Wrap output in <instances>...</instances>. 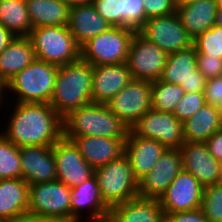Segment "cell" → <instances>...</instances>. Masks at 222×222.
I'll list each match as a JSON object with an SVG mask.
<instances>
[{"label": "cell", "instance_id": "cell-1", "mask_svg": "<svg viewBox=\"0 0 222 222\" xmlns=\"http://www.w3.org/2000/svg\"><path fill=\"white\" fill-rule=\"evenodd\" d=\"M1 134L14 145L53 146L63 137V118L49 103H18Z\"/></svg>", "mask_w": 222, "mask_h": 222}, {"label": "cell", "instance_id": "cell-2", "mask_svg": "<svg viewBox=\"0 0 222 222\" xmlns=\"http://www.w3.org/2000/svg\"><path fill=\"white\" fill-rule=\"evenodd\" d=\"M93 65L79 59L59 66L50 106L64 118L92 102Z\"/></svg>", "mask_w": 222, "mask_h": 222}, {"label": "cell", "instance_id": "cell-3", "mask_svg": "<svg viewBox=\"0 0 222 222\" xmlns=\"http://www.w3.org/2000/svg\"><path fill=\"white\" fill-rule=\"evenodd\" d=\"M129 128L104 103H93L63 118V137L95 136L126 139Z\"/></svg>", "mask_w": 222, "mask_h": 222}, {"label": "cell", "instance_id": "cell-4", "mask_svg": "<svg viewBox=\"0 0 222 222\" xmlns=\"http://www.w3.org/2000/svg\"><path fill=\"white\" fill-rule=\"evenodd\" d=\"M28 37L39 60L63 66L81 59V46L67 26L33 28Z\"/></svg>", "mask_w": 222, "mask_h": 222}, {"label": "cell", "instance_id": "cell-5", "mask_svg": "<svg viewBox=\"0 0 222 222\" xmlns=\"http://www.w3.org/2000/svg\"><path fill=\"white\" fill-rule=\"evenodd\" d=\"M59 66L35 59L8 82L18 103H49Z\"/></svg>", "mask_w": 222, "mask_h": 222}, {"label": "cell", "instance_id": "cell-6", "mask_svg": "<svg viewBox=\"0 0 222 222\" xmlns=\"http://www.w3.org/2000/svg\"><path fill=\"white\" fill-rule=\"evenodd\" d=\"M135 33L129 27L111 26L81 46V59L93 66L125 63Z\"/></svg>", "mask_w": 222, "mask_h": 222}, {"label": "cell", "instance_id": "cell-7", "mask_svg": "<svg viewBox=\"0 0 222 222\" xmlns=\"http://www.w3.org/2000/svg\"><path fill=\"white\" fill-rule=\"evenodd\" d=\"M95 175L102 199L109 208L138 197V180L125 154L95 169Z\"/></svg>", "mask_w": 222, "mask_h": 222}, {"label": "cell", "instance_id": "cell-8", "mask_svg": "<svg viewBox=\"0 0 222 222\" xmlns=\"http://www.w3.org/2000/svg\"><path fill=\"white\" fill-rule=\"evenodd\" d=\"M71 187L58 180L29 185L28 213L71 222Z\"/></svg>", "mask_w": 222, "mask_h": 222}, {"label": "cell", "instance_id": "cell-9", "mask_svg": "<svg viewBox=\"0 0 222 222\" xmlns=\"http://www.w3.org/2000/svg\"><path fill=\"white\" fill-rule=\"evenodd\" d=\"M168 54L136 31L126 64L132 79L157 81L161 78Z\"/></svg>", "mask_w": 222, "mask_h": 222}, {"label": "cell", "instance_id": "cell-10", "mask_svg": "<svg viewBox=\"0 0 222 222\" xmlns=\"http://www.w3.org/2000/svg\"><path fill=\"white\" fill-rule=\"evenodd\" d=\"M152 82L132 79L107 103V107L129 128L152 109Z\"/></svg>", "mask_w": 222, "mask_h": 222}, {"label": "cell", "instance_id": "cell-11", "mask_svg": "<svg viewBox=\"0 0 222 222\" xmlns=\"http://www.w3.org/2000/svg\"><path fill=\"white\" fill-rule=\"evenodd\" d=\"M130 130L137 136L160 142L167 149L180 148L185 143L183 122L173 113L151 109Z\"/></svg>", "mask_w": 222, "mask_h": 222}, {"label": "cell", "instance_id": "cell-12", "mask_svg": "<svg viewBox=\"0 0 222 222\" xmlns=\"http://www.w3.org/2000/svg\"><path fill=\"white\" fill-rule=\"evenodd\" d=\"M139 32L167 54L189 49L193 38L181 24L177 13L148 18Z\"/></svg>", "mask_w": 222, "mask_h": 222}, {"label": "cell", "instance_id": "cell-13", "mask_svg": "<svg viewBox=\"0 0 222 222\" xmlns=\"http://www.w3.org/2000/svg\"><path fill=\"white\" fill-rule=\"evenodd\" d=\"M203 192L204 186L182 169L159 198L164 215L201 208Z\"/></svg>", "mask_w": 222, "mask_h": 222}, {"label": "cell", "instance_id": "cell-14", "mask_svg": "<svg viewBox=\"0 0 222 222\" xmlns=\"http://www.w3.org/2000/svg\"><path fill=\"white\" fill-rule=\"evenodd\" d=\"M182 169L180 148L166 149L153 169L138 181V196L159 199Z\"/></svg>", "mask_w": 222, "mask_h": 222}, {"label": "cell", "instance_id": "cell-15", "mask_svg": "<svg viewBox=\"0 0 222 222\" xmlns=\"http://www.w3.org/2000/svg\"><path fill=\"white\" fill-rule=\"evenodd\" d=\"M56 160L57 179L68 187H76L95 174L71 140L62 137L52 146Z\"/></svg>", "mask_w": 222, "mask_h": 222}, {"label": "cell", "instance_id": "cell-16", "mask_svg": "<svg viewBox=\"0 0 222 222\" xmlns=\"http://www.w3.org/2000/svg\"><path fill=\"white\" fill-rule=\"evenodd\" d=\"M70 197L71 222H80L86 210L90 215L86 219L91 222H99L109 217L110 208L102 199L95 174L81 185L71 188Z\"/></svg>", "mask_w": 222, "mask_h": 222}, {"label": "cell", "instance_id": "cell-17", "mask_svg": "<svg viewBox=\"0 0 222 222\" xmlns=\"http://www.w3.org/2000/svg\"><path fill=\"white\" fill-rule=\"evenodd\" d=\"M22 178L29 184L57 179L56 160L52 146L20 147Z\"/></svg>", "mask_w": 222, "mask_h": 222}, {"label": "cell", "instance_id": "cell-18", "mask_svg": "<svg viewBox=\"0 0 222 222\" xmlns=\"http://www.w3.org/2000/svg\"><path fill=\"white\" fill-rule=\"evenodd\" d=\"M180 150L183 170L190 172L204 187L216 184L220 162L211 155L205 142H185Z\"/></svg>", "mask_w": 222, "mask_h": 222}, {"label": "cell", "instance_id": "cell-19", "mask_svg": "<svg viewBox=\"0 0 222 222\" xmlns=\"http://www.w3.org/2000/svg\"><path fill=\"white\" fill-rule=\"evenodd\" d=\"M167 148L160 142L135 135L129 130L125 141V155L134 177L139 181L148 174Z\"/></svg>", "mask_w": 222, "mask_h": 222}, {"label": "cell", "instance_id": "cell-20", "mask_svg": "<svg viewBox=\"0 0 222 222\" xmlns=\"http://www.w3.org/2000/svg\"><path fill=\"white\" fill-rule=\"evenodd\" d=\"M69 140L94 170L125 154L126 139L80 136L71 137Z\"/></svg>", "mask_w": 222, "mask_h": 222}, {"label": "cell", "instance_id": "cell-21", "mask_svg": "<svg viewBox=\"0 0 222 222\" xmlns=\"http://www.w3.org/2000/svg\"><path fill=\"white\" fill-rule=\"evenodd\" d=\"M131 80L126 62L93 66L92 102L106 104Z\"/></svg>", "mask_w": 222, "mask_h": 222}, {"label": "cell", "instance_id": "cell-22", "mask_svg": "<svg viewBox=\"0 0 222 222\" xmlns=\"http://www.w3.org/2000/svg\"><path fill=\"white\" fill-rule=\"evenodd\" d=\"M110 27L111 25L97 13L93 4L70 6L67 28L80 46Z\"/></svg>", "mask_w": 222, "mask_h": 222}, {"label": "cell", "instance_id": "cell-23", "mask_svg": "<svg viewBox=\"0 0 222 222\" xmlns=\"http://www.w3.org/2000/svg\"><path fill=\"white\" fill-rule=\"evenodd\" d=\"M112 222H162L165 218L159 199L136 197L109 210Z\"/></svg>", "mask_w": 222, "mask_h": 222}, {"label": "cell", "instance_id": "cell-24", "mask_svg": "<svg viewBox=\"0 0 222 222\" xmlns=\"http://www.w3.org/2000/svg\"><path fill=\"white\" fill-rule=\"evenodd\" d=\"M181 24L193 40L215 23L216 0H198L187 5H176Z\"/></svg>", "mask_w": 222, "mask_h": 222}, {"label": "cell", "instance_id": "cell-25", "mask_svg": "<svg viewBox=\"0 0 222 222\" xmlns=\"http://www.w3.org/2000/svg\"><path fill=\"white\" fill-rule=\"evenodd\" d=\"M36 59L28 36H15L0 54V77L7 83Z\"/></svg>", "mask_w": 222, "mask_h": 222}, {"label": "cell", "instance_id": "cell-26", "mask_svg": "<svg viewBox=\"0 0 222 222\" xmlns=\"http://www.w3.org/2000/svg\"><path fill=\"white\" fill-rule=\"evenodd\" d=\"M183 129L185 142H206L222 129V111L206 103L183 123Z\"/></svg>", "mask_w": 222, "mask_h": 222}, {"label": "cell", "instance_id": "cell-27", "mask_svg": "<svg viewBox=\"0 0 222 222\" xmlns=\"http://www.w3.org/2000/svg\"><path fill=\"white\" fill-rule=\"evenodd\" d=\"M29 184L23 178L0 180V221L28 211Z\"/></svg>", "mask_w": 222, "mask_h": 222}, {"label": "cell", "instance_id": "cell-28", "mask_svg": "<svg viewBox=\"0 0 222 222\" xmlns=\"http://www.w3.org/2000/svg\"><path fill=\"white\" fill-rule=\"evenodd\" d=\"M33 28L67 26L70 5L66 0H26Z\"/></svg>", "mask_w": 222, "mask_h": 222}, {"label": "cell", "instance_id": "cell-29", "mask_svg": "<svg viewBox=\"0 0 222 222\" xmlns=\"http://www.w3.org/2000/svg\"><path fill=\"white\" fill-rule=\"evenodd\" d=\"M197 67V51L194 46L189 49L168 54L165 67L159 80L170 84L185 85Z\"/></svg>", "mask_w": 222, "mask_h": 222}, {"label": "cell", "instance_id": "cell-30", "mask_svg": "<svg viewBox=\"0 0 222 222\" xmlns=\"http://www.w3.org/2000/svg\"><path fill=\"white\" fill-rule=\"evenodd\" d=\"M0 24L15 36H28L33 25L26 0H0Z\"/></svg>", "mask_w": 222, "mask_h": 222}, {"label": "cell", "instance_id": "cell-31", "mask_svg": "<svg viewBox=\"0 0 222 222\" xmlns=\"http://www.w3.org/2000/svg\"><path fill=\"white\" fill-rule=\"evenodd\" d=\"M184 93L180 85L162 80L153 81L151 86L152 109L173 113Z\"/></svg>", "mask_w": 222, "mask_h": 222}, {"label": "cell", "instance_id": "cell-32", "mask_svg": "<svg viewBox=\"0 0 222 222\" xmlns=\"http://www.w3.org/2000/svg\"><path fill=\"white\" fill-rule=\"evenodd\" d=\"M22 178L20 148L0 133V180Z\"/></svg>", "mask_w": 222, "mask_h": 222}, {"label": "cell", "instance_id": "cell-33", "mask_svg": "<svg viewBox=\"0 0 222 222\" xmlns=\"http://www.w3.org/2000/svg\"><path fill=\"white\" fill-rule=\"evenodd\" d=\"M197 54L222 58V27L214 24L193 40Z\"/></svg>", "mask_w": 222, "mask_h": 222}, {"label": "cell", "instance_id": "cell-34", "mask_svg": "<svg viewBox=\"0 0 222 222\" xmlns=\"http://www.w3.org/2000/svg\"><path fill=\"white\" fill-rule=\"evenodd\" d=\"M201 209L209 222H222V186L204 187Z\"/></svg>", "mask_w": 222, "mask_h": 222}, {"label": "cell", "instance_id": "cell-35", "mask_svg": "<svg viewBox=\"0 0 222 222\" xmlns=\"http://www.w3.org/2000/svg\"><path fill=\"white\" fill-rule=\"evenodd\" d=\"M93 5L113 27H125V0H94Z\"/></svg>", "mask_w": 222, "mask_h": 222}, {"label": "cell", "instance_id": "cell-36", "mask_svg": "<svg viewBox=\"0 0 222 222\" xmlns=\"http://www.w3.org/2000/svg\"><path fill=\"white\" fill-rule=\"evenodd\" d=\"M206 104L204 92H188L180 102L176 105L173 115L181 122H185L188 118L193 116Z\"/></svg>", "mask_w": 222, "mask_h": 222}, {"label": "cell", "instance_id": "cell-37", "mask_svg": "<svg viewBox=\"0 0 222 222\" xmlns=\"http://www.w3.org/2000/svg\"><path fill=\"white\" fill-rule=\"evenodd\" d=\"M144 0H125V27L139 31L146 22Z\"/></svg>", "mask_w": 222, "mask_h": 222}, {"label": "cell", "instance_id": "cell-38", "mask_svg": "<svg viewBox=\"0 0 222 222\" xmlns=\"http://www.w3.org/2000/svg\"><path fill=\"white\" fill-rule=\"evenodd\" d=\"M197 68L206 80L222 76V58L197 54Z\"/></svg>", "mask_w": 222, "mask_h": 222}, {"label": "cell", "instance_id": "cell-39", "mask_svg": "<svg viewBox=\"0 0 222 222\" xmlns=\"http://www.w3.org/2000/svg\"><path fill=\"white\" fill-rule=\"evenodd\" d=\"M142 3L146 19L167 16L175 13L177 9L175 0H144Z\"/></svg>", "mask_w": 222, "mask_h": 222}, {"label": "cell", "instance_id": "cell-40", "mask_svg": "<svg viewBox=\"0 0 222 222\" xmlns=\"http://www.w3.org/2000/svg\"><path fill=\"white\" fill-rule=\"evenodd\" d=\"M204 93L205 102L222 111V76L206 80Z\"/></svg>", "mask_w": 222, "mask_h": 222}, {"label": "cell", "instance_id": "cell-41", "mask_svg": "<svg viewBox=\"0 0 222 222\" xmlns=\"http://www.w3.org/2000/svg\"><path fill=\"white\" fill-rule=\"evenodd\" d=\"M167 222H209L201 208L193 211L176 212L167 214L164 218Z\"/></svg>", "mask_w": 222, "mask_h": 222}, {"label": "cell", "instance_id": "cell-42", "mask_svg": "<svg viewBox=\"0 0 222 222\" xmlns=\"http://www.w3.org/2000/svg\"><path fill=\"white\" fill-rule=\"evenodd\" d=\"M206 79L204 75L196 67L193 70V75L185 82V85H180L185 93L188 92H204Z\"/></svg>", "mask_w": 222, "mask_h": 222}, {"label": "cell", "instance_id": "cell-43", "mask_svg": "<svg viewBox=\"0 0 222 222\" xmlns=\"http://www.w3.org/2000/svg\"><path fill=\"white\" fill-rule=\"evenodd\" d=\"M211 155L222 163V129L216 131L206 142Z\"/></svg>", "mask_w": 222, "mask_h": 222}, {"label": "cell", "instance_id": "cell-44", "mask_svg": "<svg viewBox=\"0 0 222 222\" xmlns=\"http://www.w3.org/2000/svg\"><path fill=\"white\" fill-rule=\"evenodd\" d=\"M1 222H56V221L50 218L26 212L11 219L3 220Z\"/></svg>", "mask_w": 222, "mask_h": 222}, {"label": "cell", "instance_id": "cell-45", "mask_svg": "<svg viewBox=\"0 0 222 222\" xmlns=\"http://www.w3.org/2000/svg\"><path fill=\"white\" fill-rule=\"evenodd\" d=\"M14 37L15 35L0 24V54L7 48Z\"/></svg>", "mask_w": 222, "mask_h": 222}, {"label": "cell", "instance_id": "cell-46", "mask_svg": "<svg viewBox=\"0 0 222 222\" xmlns=\"http://www.w3.org/2000/svg\"><path fill=\"white\" fill-rule=\"evenodd\" d=\"M8 91V83L0 77V105L5 104L4 92Z\"/></svg>", "mask_w": 222, "mask_h": 222}, {"label": "cell", "instance_id": "cell-47", "mask_svg": "<svg viewBox=\"0 0 222 222\" xmlns=\"http://www.w3.org/2000/svg\"><path fill=\"white\" fill-rule=\"evenodd\" d=\"M70 6L73 5H83V4H93L94 0H66Z\"/></svg>", "mask_w": 222, "mask_h": 222}, {"label": "cell", "instance_id": "cell-48", "mask_svg": "<svg viewBox=\"0 0 222 222\" xmlns=\"http://www.w3.org/2000/svg\"><path fill=\"white\" fill-rule=\"evenodd\" d=\"M214 24L222 27V10H217Z\"/></svg>", "mask_w": 222, "mask_h": 222}, {"label": "cell", "instance_id": "cell-49", "mask_svg": "<svg viewBox=\"0 0 222 222\" xmlns=\"http://www.w3.org/2000/svg\"><path fill=\"white\" fill-rule=\"evenodd\" d=\"M198 0H175L176 5H187Z\"/></svg>", "mask_w": 222, "mask_h": 222}, {"label": "cell", "instance_id": "cell-50", "mask_svg": "<svg viewBox=\"0 0 222 222\" xmlns=\"http://www.w3.org/2000/svg\"><path fill=\"white\" fill-rule=\"evenodd\" d=\"M216 184L219 186H222V163H220L218 179H217Z\"/></svg>", "mask_w": 222, "mask_h": 222}, {"label": "cell", "instance_id": "cell-51", "mask_svg": "<svg viewBox=\"0 0 222 222\" xmlns=\"http://www.w3.org/2000/svg\"><path fill=\"white\" fill-rule=\"evenodd\" d=\"M217 10H222V0H216Z\"/></svg>", "mask_w": 222, "mask_h": 222}, {"label": "cell", "instance_id": "cell-52", "mask_svg": "<svg viewBox=\"0 0 222 222\" xmlns=\"http://www.w3.org/2000/svg\"><path fill=\"white\" fill-rule=\"evenodd\" d=\"M99 222H112L109 218H104L103 220H100Z\"/></svg>", "mask_w": 222, "mask_h": 222}]
</instances>
